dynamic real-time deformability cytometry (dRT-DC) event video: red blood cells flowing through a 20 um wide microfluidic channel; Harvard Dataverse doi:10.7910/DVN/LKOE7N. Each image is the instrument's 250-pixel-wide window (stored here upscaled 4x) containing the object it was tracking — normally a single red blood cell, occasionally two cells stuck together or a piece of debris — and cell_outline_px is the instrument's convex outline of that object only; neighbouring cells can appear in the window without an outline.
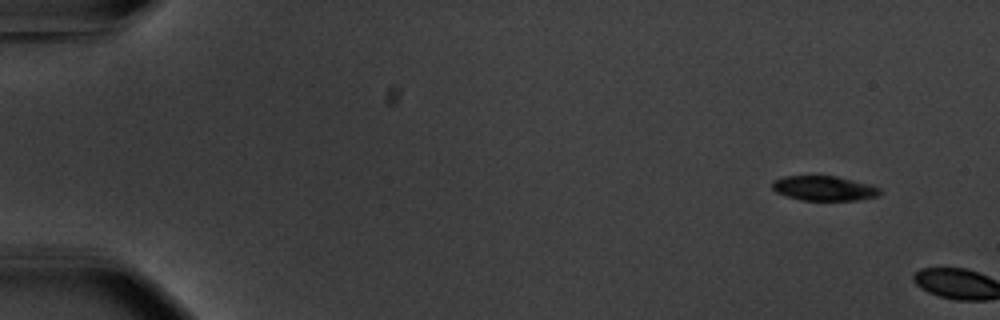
{"species": "common noctule bat (a hibernating species)", "species_latin": "Nyctalus noctula", "temperature_condition": "warm", "stored_images_in_passage": 4, "camera_frame_rate_fps": 3000, "um_per_image_px": 0.085, "animal": {"sex": "male", "body_mass_g": 20.1, "forearm_length_mm": 53.5}, "frame": {"image": 1, "passage_image": 1, "time_ms": 0.0, "image_size_px": [1000, 320], "cell_outline_px": [[880, 192], [876, 196], [856, 200], [800, 200], [776, 192], [772, 188], [772, 180], [784, 176], [836, 176], [868, 184], [880, 188]], "centroid_in_image_um": [69.99, 16.0], "position_along_channel_um": 15.0, "area_um2": 15.32}}